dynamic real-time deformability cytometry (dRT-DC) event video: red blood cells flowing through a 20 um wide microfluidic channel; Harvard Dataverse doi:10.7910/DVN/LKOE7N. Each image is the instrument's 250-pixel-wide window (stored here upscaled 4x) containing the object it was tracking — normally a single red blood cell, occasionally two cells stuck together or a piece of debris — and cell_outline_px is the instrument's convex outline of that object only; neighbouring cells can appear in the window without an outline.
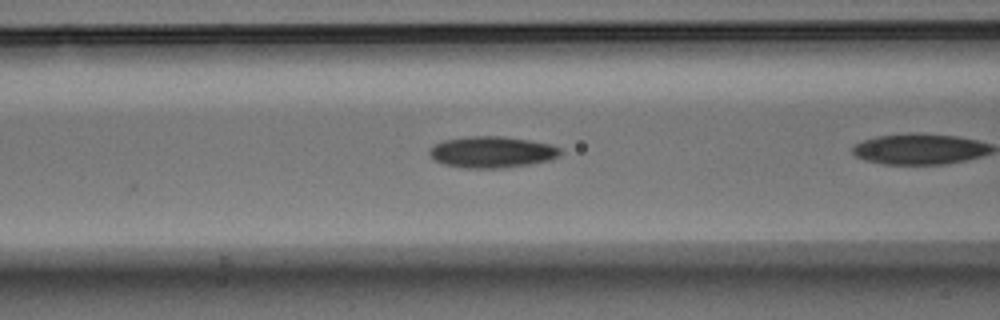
{"species": "Egyptian fruit bat (a non-hibernating species)", "species_latin": "Rousettus aegyptiacus", "temperature_condition": "warm", "stored_images_in_passage": 8, "camera_frame_rate_fps": 3000, "um_per_image_px": 0.085, "animal": {"sex": "male"}, "frame": {"image": 1, "passage_image": 7, "time_ms": 2.0, "image_size_px": [1000, 320], "cell_outline_px": [[560, 156], [552, 160], [532, 164], [504, 168], [460, 168], [444, 164], [432, 160], [428, 152], [436, 144], [444, 140], [468, 136], [500, 136], [528, 140], [552, 144], [560, 148]], "centroid_in_image_um": [41.83, 12.94], "position_along_channel_um": 124.8, "area_um2": 24.16}}